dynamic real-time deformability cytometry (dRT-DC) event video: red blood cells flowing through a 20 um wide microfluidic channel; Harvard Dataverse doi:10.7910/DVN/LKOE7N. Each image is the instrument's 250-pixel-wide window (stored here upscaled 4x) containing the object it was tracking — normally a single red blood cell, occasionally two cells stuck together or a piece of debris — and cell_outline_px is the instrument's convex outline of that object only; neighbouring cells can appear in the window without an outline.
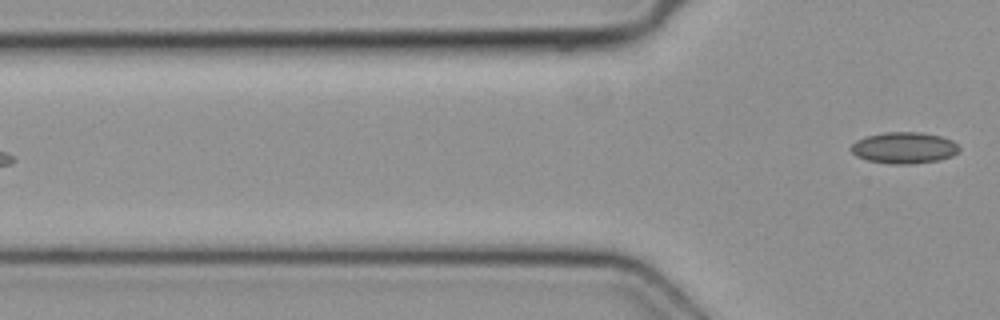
{"species": "common noctule bat (a hibernating species)", "species_latin": "Nyctalus noctula", "temperature_condition": "cold", "stored_images_in_passage": 4, "camera_frame_rate_fps": 3000, "um_per_image_px": 0.085, "animal": {"sex": "female", "body_mass_g": 19.3, "forearm_length_mm": 54.1}, "frame": {"image": 1, "passage_image": 4, "time_ms": 1.0, "image_size_px": [1000, 320], "cell_outline_px": [[960, 148], [952, 156], [936, 160], [912, 164], [892, 164], [868, 160], [856, 156], [852, 152], [852, 144], [856, 140], [868, 136], [884, 132], [920, 132], [940, 136], [952, 140]], "centroid_in_image_um": [76.84, 12.56], "position_along_channel_um": 49.0, "area_um2": 19.54}}